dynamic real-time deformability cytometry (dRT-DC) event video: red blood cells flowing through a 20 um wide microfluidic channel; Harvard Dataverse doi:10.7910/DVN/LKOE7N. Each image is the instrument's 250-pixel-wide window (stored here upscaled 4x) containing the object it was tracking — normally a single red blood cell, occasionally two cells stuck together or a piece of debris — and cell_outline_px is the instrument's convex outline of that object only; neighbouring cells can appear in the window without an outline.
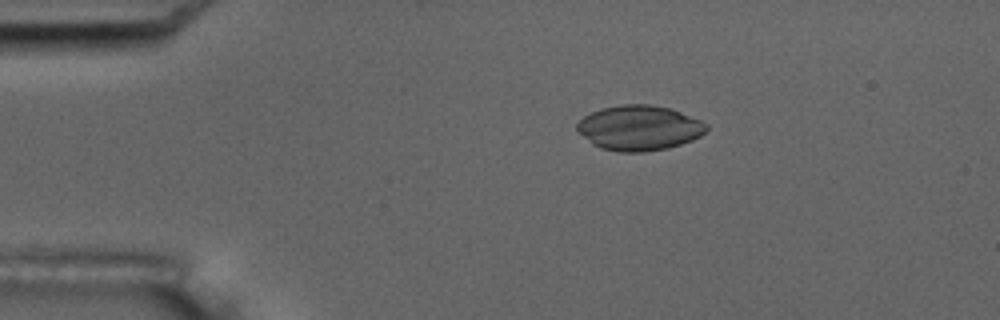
{"species": "common noctule bat (a hibernating species)", "species_latin": "Nyctalus noctula", "temperature_condition": "room temperature", "stored_images_in_passage": 7, "camera_frame_rate_fps": 3000, "um_per_image_px": 0.085, "animal": {"sex": "male", "body_mass_g": 17.5, "forearm_length_mm": 52.3}, "frame": {"image": 1, "passage_image": 4, "time_ms": 3.333, "image_size_px": [1000, 320], "cell_outline_px": [[708, 128], [700, 136], [692, 140], [668, 148], [644, 152], [620, 152], [600, 148], [592, 144], [576, 132], [576, 124], [584, 116], [600, 108], [624, 104], [652, 104], [668, 108], [680, 112], [700, 120], [708, 124]], "centroid_in_image_um": [54.3, 10.87], "position_along_channel_um": 30.7, "area_um2": 34.1}}